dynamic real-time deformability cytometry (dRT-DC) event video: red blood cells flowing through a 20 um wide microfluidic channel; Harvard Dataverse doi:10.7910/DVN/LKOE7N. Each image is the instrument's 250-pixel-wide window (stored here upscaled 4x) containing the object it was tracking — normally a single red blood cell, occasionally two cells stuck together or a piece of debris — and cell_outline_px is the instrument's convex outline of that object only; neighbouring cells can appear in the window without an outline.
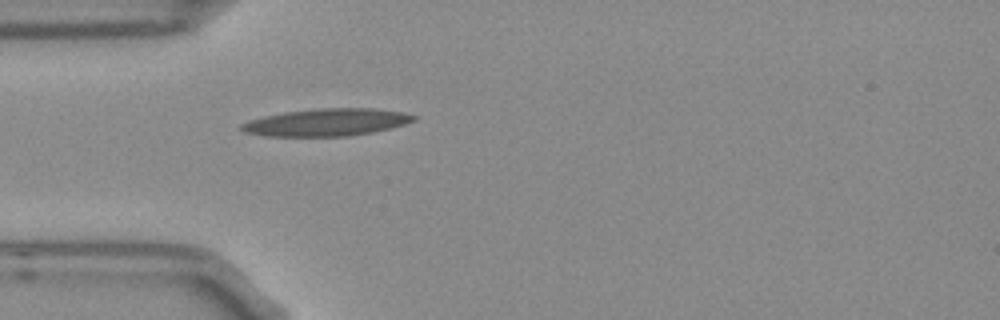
{"species": "Egyptian fruit bat (a non-hibernating species)", "species_latin": "Rousettus aegyptiacus", "temperature_condition": "room temperature", "stored_images_in_passage": 1, "camera_frame_rate_fps": 3000, "um_per_image_px": 0.085, "frame": {"image": 1, "passage_image": 1, "time_ms": 0.0, "image_size_px": [1000, 320], "cell_outline_px": [[416, 120], [392, 128], [372, 132], [348, 136], [264, 136], [244, 132], [240, 128], [240, 124], [248, 120], [264, 116], [284, 112], [316, 108], [376, 108], [404, 112], [416, 116]], "centroid_in_image_um": [27.76, 10.39], "position_along_channel_um": 57.2, "area_um2": 27.63}}